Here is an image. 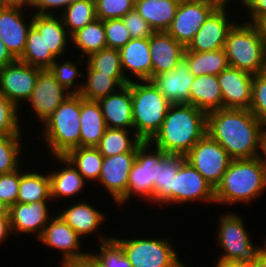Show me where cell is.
Segmentation results:
<instances>
[{
  "mask_svg": "<svg viewBox=\"0 0 266 267\" xmlns=\"http://www.w3.org/2000/svg\"><path fill=\"white\" fill-rule=\"evenodd\" d=\"M263 124L247 109H219L207 114L206 133L233 160L258 157Z\"/></svg>",
  "mask_w": 266,
  "mask_h": 267,
  "instance_id": "cell-1",
  "label": "cell"
},
{
  "mask_svg": "<svg viewBox=\"0 0 266 267\" xmlns=\"http://www.w3.org/2000/svg\"><path fill=\"white\" fill-rule=\"evenodd\" d=\"M206 128L205 112L187 103L171 104L160 130L150 143L166 154L185 156L206 134Z\"/></svg>",
  "mask_w": 266,
  "mask_h": 267,
  "instance_id": "cell-2",
  "label": "cell"
},
{
  "mask_svg": "<svg viewBox=\"0 0 266 267\" xmlns=\"http://www.w3.org/2000/svg\"><path fill=\"white\" fill-rule=\"evenodd\" d=\"M265 189L266 165L258 157L232 160L215 188V204H251Z\"/></svg>",
  "mask_w": 266,
  "mask_h": 267,
  "instance_id": "cell-3",
  "label": "cell"
},
{
  "mask_svg": "<svg viewBox=\"0 0 266 267\" xmlns=\"http://www.w3.org/2000/svg\"><path fill=\"white\" fill-rule=\"evenodd\" d=\"M81 95H69L42 123L46 149L50 156H65L80 147Z\"/></svg>",
  "mask_w": 266,
  "mask_h": 267,
  "instance_id": "cell-4",
  "label": "cell"
},
{
  "mask_svg": "<svg viewBox=\"0 0 266 267\" xmlns=\"http://www.w3.org/2000/svg\"><path fill=\"white\" fill-rule=\"evenodd\" d=\"M133 130L143 141H150L160 130L171 104L151 80L130 81Z\"/></svg>",
  "mask_w": 266,
  "mask_h": 267,
  "instance_id": "cell-5",
  "label": "cell"
},
{
  "mask_svg": "<svg viewBox=\"0 0 266 267\" xmlns=\"http://www.w3.org/2000/svg\"><path fill=\"white\" fill-rule=\"evenodd\" d=\"M239 21L229 30L223 48L229 66L252 75L262 73L265 67V44L252 23Z\"/></svg>",
  "mask_w": 266,
  "mask_h": 267,
  "instance_id": "cell-6",
  "label": "cell"
},
{
  "mask_svg": "<svg viewBox=\"0 0 266 267\" xmlns=\"http://www.w3.org/2000/svg\"><path fill=\"white\" fill-rule=\"evenodd\" d=\"M220 217L216 241L224 253L218 259L251 264L259 256V247L250 239L244 219L228 211Z\"/></svg>",
  "mask_w": 266,
  "mask_h": 267,
  "instance_id": "cell-7",
  "label": "cell"
},
{
  "mask_svg": "<svg viewBox=\"0 0 266 267\" xmlns=\"http://www.w3.org/2000/svg\"><path fill=\"white\" fill-rule=\"evenodd\" d=\"M112 238L123 248L133 267H174L181 261L172 242L164 237Z\"/></svg>",
  "mask_w": 266,
  "mask_h": 267,
  "instance_id": "cell-8",
  "label": "cell"
},
{
  "mask_svg": "<svg viewBox=\"0 0 266 267\" xmlns=\"http://www.w3.org/2000/svg\"><path fill=\"white\" fill-rule=\"evenodd\" d=\"M151 147L155 148L153 149L154 151L150 150ZM165 154L160 148L151 146L150 141H143L138 146L136 157L129 173L125 191V204L131 200L130 197H134L133 195L149 200L151 204L153 201L154 182L158 179V161Z\"/></svg>",
  "mask_w": 266,
  "mask_h": 267,
  "instance_id": "cell-9",
  "label": "cell"
},
{
  "mask_svg": "<svg viewBox=\"0 0 266 267\" xmlns=\"http://www.w3.org/2000/svg\"><path fill=\"white\" fill-rule=\"evenodd\" d=\"M185 158L214 189L233 160L207 133L190 149Z\"/></svg>",
  "mask_w": 266,
  "mask_h": 267,
  "instance_id": "cell-10",
  "label": "cell"
},
{
  "mask_svg": "<svg viewBox=\"0 0 266 267\" xmlns=\"http://www.w3.org/2000/svg\"><path fill=\"white\" fill-rule=\"evenodd\" d=\"M217 7L209 0H180L176 15L166 32L187 47Z\"/></svg>",
  "mask_w": 266,
  "mask_h": 267,
  "instance_id": "cell-11",
  "label": "cell"
},
{
  "mask_svg": "<svg viewBox=\"0 0 266 267\" xmlns=\"http://www.w3.org/2000/svg\"><path fill=\"white\" fill-rule=\"evenodd\" d=\"M40 70L18 59L0 68V93L20 108L29 99Z\"/></svg>",
  "mask_w": 266,
  "mask_h": 267,
  "instance_id": "cell-12",
  "label": "cell"
},
{
  "mask_svg": "<svg viewBox=\"0 0 266 267\" xmlns=\"http://www.w3.org/2000/svg\"><path fill=\"white\" fill-rule=\"evenodd\" d=\"M215 204V189L185 160L179 167L173 182V204L196 201Z\"/></svg>",
  "mask_w": 266,
  "mask_h": 267,
  "instance_id": "cell-13",
  "label": "cell"
},
{
  "mask_svg": "<svg viewBox=\"0 0 266 267\" xmlns=\"http://www.w3.org/2000/svg\"><path fill=\"white\" fill-rule=\"evenodd\" d=\"M71 93L56 79L49 69H41L27 104L41 124L60 106Z\"/></svg>",
  "mask_w": 266,
  "mask_h": 267,
  "instance_id": "cell-14",
  "label": "cell"
},
{
  "mask_svg": "<svg viewBox=\"0 0 266 267\" xmlns=\"http://www.w3.org/2000/svg\"><path fill=\"white\" fill-rule=\"evenodd\" d=\"M226 8L217 7L209 15L205 23L195 34L194 39L186 47L189 51L207 52L224 48L227 34L237 22L233 18L232 20L230 19L229 12Z\"/></svg>",
  "mask_w": 266,
  "mask_h": 267,
  "instance_id": "cell-15",
  "label": "cell"
},
{
  "mask_svg": "<svg viewBox=\"0 0 266 267\" xmlns=\"http://www.w3.org/2000/svg\"><path fill=\"white\" fill-rule=\"evenodd\" d=\"M24 10L19 6L0 5V39L16 59L22 56L28 31L33 25V13L25 22L27 16L24 18Z\"/></svg>",
  "mask_w": 266,
  "mask_h": 267,
  "instance_id": "cell-16",
  "label": "cell"
},
{
  "mask_svg": "<svg viewBox=\"0 0 266 267\" xmlns=\"http://www.w3.org/2000/svg\"><path fill=\"white\" fill-rule=\"evenodd\" d=\"M137 152H127L103 158L98 182L118 206L125 204V191L131 166Z\"/></svg>",
  "mask_w": 266,
  "mask_h": 267,
  "instance_id": "cell-17",
  "label": "cell"
},
{
  "mask_svg": "<svg viewBox=\"0 0 266 267\" xmlns=\"http://www.w3.org/2000/svg\"><path fill=\"white\" fill-rule=\"evenodd\" d=\"M253 76L231 66L217 75L224 109H250Z\"/></svg>",
  "mask_w": 266,
  "mask_h": 267,
  "instance_id": "cell-18",
  "label": "cell"
},
{
  "mask_svg": "<svg viewBox=\"0 0 266 267\" xmlns=\"http://www.w3.org/2000/svg\"><path fill=\"white\" fill-rule=\"evenodd\" d=\"M49 201H40L33 203H15L9 207V223L11 232L14 235L21 233L34 234L37 239L42 235L44 228L54 217L50 216Z\"/></svg>",
  "mask_w": 266,
  "mask_h": 267,
  "instance_id": "cell-19",
  "label": "cell"
},
{
  "mask_svg": "<svg viewBox=\"0 0 266 267\" xmlns=\"http://www.w3.org/2000/svg\"><path fill=\"white\" fill-rule=\"evenodd\" d=\"M82 238L58 214L54 216L37 239L46 246L62 252L63 259L81 258L88 253L81 252Z\"/></svg>",
  "mask_w": 266,
  "mask_h": 267,
  "instance_id": "cell-20",
  "label": "cell"
},
{
  "mask_svg": "<svg viewBox=\"0 0 266 267\" xmlns=\"http://www.w3.org/2000/svg\"><path fill=\"white\" fill-rule=\"evenodd\" d=\"M194 76L188 62L182 58L170 71L154 76L151 81L170 104H189V96Z\"/></svg>",
  "mask_w": 266,
  "mask_h": 267,
  "instance_id": "cell-21",
  "label": "cell"
},
{
  "mask_svg": "<svg viewBox=\"0 0 266 267\" xmlns=\"http://www.w3.org/2000/svg\"><path fill=\"white\" fill-rule=\"evenodd\" d=\"M119 53L123 74L129 82L135 78L137 80L152 79L149 38H132L124 47L119 49ZM127 74H133L135 78L132 79L133 75L129 77Z\"/></svg>",
  "mask_w": 266,
  "mask_h": 267,
  "instance_id": "cell-22",
  "label": "cell"
},
{
  "mask_svg": "<svg viewBox=\"0 0 266 267\" xmlns=\"http://www.w3.org/2000/svg\"><path fill=\"white\" fill-rule=\"evenodd\" d=\"M152 78L173 70L184 57L186 47L167 32H154L149 37Z\"/></svg>",
  "mask_w": 266,
  "mask_h": 267,
  "instance_id": "cell-23",
  "label": "cell"
},
{
  "mask_svg": "<svg viewBox=\"0 0 266 267\" xmlns=\"http://www.w3.org/2000/svg\"><path fill=\"white\" fill-rule=\"evenodd\" d=\"M106 127L133 130L130 82L117 92L98 100Z\"/></svg>",
  "mask_w": 266,
  "mask_h": 267,
  "instance_id": "cell-24",
  "label": "cell"
},
{
  "mask_svg": "<svg viewBox=\"0 0 266 267\" xmlns=\"http://www.w3.org/2000/svg\"><path fill=\"white\" fill-rule=\"evenodd\" d=\"M58 161V165H62L61 170H54L49 176L50 180V196L53 199H62L66 197L77 196L86 187L87 181L77 171L73 164L65 156H53Z\"/></svg>",
  "mask_w": 266,
  "mask_h": 267,
  "instance_id": "cell-25",
  "label": "cell"
},
{
  "mask_svg": "<svg viewBox=\"0 0 266 267\" xmlns=\"http://www.w3.org/2000/svg\"><path fill=\"white\" fill-rule=\"evenodd\" d=\"M86 202L75 201L64 211L57 213L82 239L91 236L96 230L98 232L106 220L104 213Z\"/></svg>",
  "mask_w": 266,
  "mask_h": 267,
  "instance_id": "cell-26",
  "label": "cell"
},
{
  "mask_svg": "<svg viewBox=\"0 0 266 267\" xmlns=\"http://www.w3.org/2000/svg\"><path fill=\"white\" fill-rule=\"evenodd\" d=\"M106 128L98 101L88 100L81 96L80 147H96Z\"/></svg>",
  "mask_w": 266,
  "mask_h": 267,
  "instance_id": "cell-27",
  "label": "cell"
},
{
  "mask_svg": "<svg viewBox=\"0 0 266 267\" xmlns=\"http://www.w3.org/2000/svg\"><path fill=\"white\" fill-rule=\"evenodd\" d=\"M33 26L40 32L47 49L57 57H63L71 42V35L64 26L60 15H42L33 13Z\"/></svg>",
  "mask_w": 266,
  "mask_h": 267,
  "instance_id": "cell-28",
  "label": "cell"
},
{
  "mask_svg": "<svg viewBox=\"0 0 266 267\" xmlns=\"http://www.w3.org/2000/svg\"><path fill=\"white\" fill-rule=\"evenodd\" d=\"M189 104L206 114L223 109L222 93L217 75L207 74L194 77Z\"/></svg>",
  "mask_w": 266,
  "mask_h": 267,
  "instance_id": "cell-29",
  "label": "cell"
},
{
  "mask_svg": "<svg viewBox=\"0 0 266 267\" xmlns=\"http://www.w3.org/2000/svg\"><path fill=\"white\" fill-rule=\"evenodd\" d=\"M186 160L180 154H165L158 161V179L154 182L153 201L154 205H173V182L180 165ZM169 204V205H168Z\"/></svg>",
  "mask_w": 266,
  "mask_h": 267,
  "instance_id": "cell-30",
  "label": "cell"
},
{
  "mask_svg": "<svg viewBox=\"0 0 266 267\" xmlns=\"http://www.w3.org/2000/svg\"><path fill=\"white\" fill-rule=\"evenodd\" d=\"M180 0H135V9L154 32H166Z\"/></svg>",
  "mask_w": 266,
  "mask_h": 267,
  "instance_id": "cell-31",
  "label": "cell"
},
{
  "mask_svg": "<svg viewBox=\"0 0 266 267\" xmlns=\"http://www.w3.org/2000/svg\"><path fill=\"white\" fill-rule=\"evenodd\" d=\"M189 65L192 75H218L229 67L224 49L207 52L189 51L187 48L183 57Z\"/></svg>",
  "mask_w": 266,
  "mask_h": 267,
  "instance_id": "cell-32",
  "label": "cell"
},
{
  "mask_svg": "<svg viewBox=\"0 0 266 267\" xmlns=\"http://www.w3.org/2000/svg\"><path fill=\"white\" fill-rule=\"evenodd\" d=\"M142 142L143 140L136 135L134 130L107 127L96 148L104 157H110L116 154L137 152Z\"/></svg>",
  "mask_w": 266,
  "mask_h": 267,
  "instance_id": "cell-33",
  "label": "cell"
},
{
  "mask_svg": "<svg viewBox=\"0 0 266 267\" xmlns=\"http://www.w3.org/2000/svg\"><path fill=\"white\" fill-rule=\"evenodd\" d=\"M71 43L81 53V59L107 48L103 21L95 19L71 35Z\"/></svg>",
  "mask_w": 266,
  "mask_h": 267,
  "instance_id": "cell-34",
  "label": "cell"
},
{
  "mask_svg": "<svg viewBox=\"0 0 266 267\" xmlns=\"http://www.w3.org/2000/svg\"><path fill=\"white\" fill-rule=\"evenodd\" d=\"M49 200L52 201L49 176L37 171L22 170L17 202L33 203Z\"/></svg>",
  "mask_w": 266,
  "mask_h": 267,
  "instance_id": "cell-35",
  "label": "cell"
},
{
  "mask_svg": "<svg viewBox=\"0 0 266 267\" xmlns=\"http://www.w3.org/2000/svg\"><path fill=\"white\" fill-rule=\"evenodd\" d=\"M65 157L86 181L98 182L104 156L96 147H77L70 150Z\"/></svg>",
  "mask_w": 266,
  "mask_h": 267,
  "instance_id": "cell-36",
  "label": "cell"
},
{
  "mask_svg": "<svg viewBox=\"0 0 266 267\" xmlns=\"http://www.w3.org/2000/svg\"><path fill=\"white\" fill-rule=\"evenodd\" d=\"M56 58L50 49H47L44 37L32 25L28 31L24 52L18 60L33 67L49 69Z\"/></svg>",
  "mask_w": 266,
  "mask_h": 267,
  "instance_id": "cell-37",
  "label": "cell"
},
{
  "mask_svg": "<svg viewBox=\"0 0 266 267\" xmlns=\"http://www.w3.org/2000/svg\"><path fill=\"white\" fill-rule=\"evenodd\" d=\"M86 81L80 91V95L88 100L98 101L103 97L117 92L122 86L110 74H102L99 71L93 70L86 63Z\"/></svg>",
  "mask_w": 266,
  "mask_h": 267,
  "instance_id": "cell-38",
  "label": "cell"
},
{
  "mask_svg": "<svg viewBox=\"0 0 266 267\" xmlns=\"http://www.w3.org/2000/svg\"><path fill=\"white\" fill-rule=\"evenodd\" d=\"M85 62L96 71L102 74H110L122 87L126 86L129 81L125 78L120 53L118 49L104 48L98 52L90 54Z\"/></svg>",
  "mask_w": 266,
  "mask_h": 267,
  "instance_id": "cell-39",
  "label": "cell"
},
{
  "mask_svg": "<svg viewBox=\"0 0 266 267\" xmlns=\"http://www.w3.org/2000/svg\"><path fill=\"white\" fill-rule=\"evenodd\" d=\"M60 16L68 33L72 35L97 19L95 0H77L69 5Z\"/></svg>",
  "mask_w": 266,
  "mask_h": 267,
  "instance_id": "cell-40",
  "label": "cell"
},
{
  "mask_svg": "<svg viewBox=\"0 0 266 267\" xmlns=\"http://www.w3.org/2000/svg\"><path fill=\"white\" fill-rule=\"evenodd\" d=\"M103 235V236H102ZM99 233V251L90 253L98 267H133L124 254L123 248L112 238Z\"/></svg>",
  "mask_w": 266,
  "mask_h": 267,
  "instance_id": "cell-41",
  "label": "cell"
},
{
  "mask_svg": "<svg viewBox=\"0 0 266 267\" xmlns=\"http://www.w3.org/2000/svg\"><path fill=\"white\" fill-rule=\"evenodd\" d=\"M84 62L80 60L78 62H72L70 60H63V62H58V58L52 63V66L49 70L55 76V79L71 94H79L83 83L77 82L75 83L82 75V73L78 70L79 63Z\"/></svg>",
  "mask_w": 266,
  "mask_h": 267,
  "instance_id": "cell-42",
  "label": "cell"
},
{
  "mask_svg": "<svg viewBox=\"0 0 266 267\" xmlns=\"http://www.w3.org/2000/svg\"><path fill=\"white\" fill-rule=\"evenodd\" d=\"M21 135L0 136V174L18 169L22 153Z\"/></svg>",
  "mask_w": 266,
  "mask_h": 267,
  "instance_id": "cell-43",
  "label": "cell"
},
{
  "mask_svg": "<svg viewBox=\"0 0 266 267\" xmlns=\"http://www.w3.org/2000/svg\"><path fill=\"white\" fill-rule=\"evenodd\" d=\"M18 110L21 108L0 93V136L22 135Z\"/></svg>",
  "mask_w": 266,
  "mask_h": 267,
  "instance_id": "cell-44",
  "label": "cell"
},
{
  "mask_svg": "<svg viewBox=\"0 0 266 267\" xmlns=\"http://www.w3.org/2000/svg\"><path fill=\"white\" fill-rule=\"evenodd\" d=\"M95 8L97 19H118L135 9V0H95Z\"/></svg>",
  "mask_w": 266,
  "mask_h": 267,
  "instance_id": "cell-45",
  "label": "cell"
},
{
  "mask_svg": "<svg viewBox=\"0 0 266 267\" xmlns=\"http://www.w3.org/2000/svg\"><path fill=\"white\" fill-rule=\"evenodd\" d=\"M255 117L266 125V72L253 76L252 99L249 109Z\"/></svg>",
  "mask_w": 266,
  "mask_h": 267,
  "instance_id": "cell-46",
  "label": "cell"
},
{
  "mask_svg": "<svg viewBox=\"0 0 266 267\" xmlns=\"http://www.w3.org/2000/svg\"><path fill=\"white\" fill-rule=\"evenodd\" d=\"M107 48L121 49L132 38L122 18L103 21Z\"/></svg>",
  "mask_w": 266,
  "mask_h": 267,
  "instance_id": "cell-47",
  "label": "cell"
},
{
  "mask_svg": "<svg viewBox=\"0 0 266 267\" xmlns=\"http://www.w3.org/2000/svg\"><path fill=\"white\" fill-rule=\"evenodd\" d=\"M21 169L0 174V200L9 207L17 203Z\"/></svg>",
  "mask_w": 266,
  "mask_h": 267,
  "instance_id": "cell-48",
  "label": "cell"
},
{
  "mask_svg": "<svg viewBox=\"0 0 266 267\" xmlns=\"http://www.w3.org/2000/svg\"><path fill=\"white\" fill-rule=\"evenodd\" d=\"M131 38H149L154 31L143 17L133 9L122 18Z\"/></svg>",
  "mask_w": 266,
  "mask_h": 267,
  "instance_id": "cell-49",
  "label": "cell"
},
{
  "mask_svg": "<svg viewBox=\"0 0 266 267\" xmlns=\"http://www.w3.org/2000/svg\"><path fill=\"white\" fill-rule=\"evenodd\" d=\"M75 1L77 0H32L30 9L34 8L35 11L37 10L36 12H31V13L42 14V15H56L57 14L56 11L60 10L61 12L58 13L60 15L69 5H71Z\"/></svg>",
  "mask_w": 266,
  "mask_h": 267,
  "instance_id": "cell-50",
  "label": "cell"
},
{
  "mask_svg": "<svg viewBox=\"0 0 266 267\" xmlns=\"http://www.w3.org/2000/svg\"><path fill=\"white\" fill-rule=\"evenodd\" d=\"M245 8L251 17L245 22L253 24L259 17L266 16V0H246Z\"/></svg>",
  "mask_w": 266,
  "mask_h": 267,
  "instance_id": "cell-51",
  "label": "cell"
},
{
  "mask_svg": "<svg viewBox=\"0 0 266 267\" xmlns=\"http://www.w3.org/2000/svg\"><path fill=\"white\" fill-rule=\"evenodd\" d=\"M61 267H98L90 252L81 258L61 260Z\"/></svg>",
  "mask_w": 266,
  "mask_h": 267,
  "instance_id": "cell-52",
  "label": "cell"
},
{
  "mask_svg": "<svg viewBox=\"0 0 266 267\" xmlns=\"http://www.w3.org/2000/svg\"><path fill=\"white\" fill-rule=\"evenodd\" d=\"M17 59L12 55L6 45L0 39V68L5 67Z\"/></svg>",
  "mask_w": 266,
  "mask_h": 267,
  "instance_id": "cell-53",
  "label": "cell"
},
{
  "mask_svg": "<svg viewBox=\"0 0 266 267\" xmlns=\"http://www.w3.org/2000/svg\"><path fill=\"white\" fill-rule=\"evenodd\" d=\"M263 155H262V153ZM258 158L266 165V125H263L260 132Z\"/></svg>",
  "mask_w": 266,
  "mask_h": 267,
  "instance_id": "cell-54",
  "label": "cell"
},
{
  "mask_svg": "<svg viewBox=\"0 0 266 267\" xmlns=\"http://www.w3.org/2000/svg\"><path fill=\"white\" fill-rule=\"evenodd\" d=\"M11 233L9 218H0V245Z\"/></svg>",
  "mask_w": 266,
  "mask_h": 267,
  "instance_id": "cell-55",
  "label": "cell"
},
{
  "mask_svg": "<svg viewBox=\"0 0 266 267\" xmlns=\"http://www.w3.org/2000/svg\"><path fill=\"white\" fill-rule=\"evenodd\" d=\"M253 25L257 29L259 36L262 38L266 46V16L259 17Z\"/></svg>",
  "mask_w": 266,
  "mask_h": 267,
  "instance_id": "cell-56",
  "label": "cell"
},
{
  "mask_svg": "<svg viewBox=\"0 0 266 267\" xmlns=\"http://www.w3.org/2000/svg\"><path fill=\"white\" fill-rule=\"evenodd\" d=\"M32 0H0V5L4 6H19V7H31Z\"/></svg>",
  "mask_w": 266,
  "mask_h": 267,
  "instance_id": "cell-57",
  "label": "cell"
},
{
  "mask_svg": "<svg viewBox=\"0 0 266 267\" xmlns=\"http://www.w3.org/2000/svg\"><path fill=\"white\" fill-rule=\"evenodd\" d=\"M214 267H249L246 263L218 259Z\"/></svg>",
  "mask_w": 266,
  "mask_h": 267,
  "instance_id": "cell-58",
  "label": "cell"
},
{
  "mask_svg": "<svg viewBox=\"0 0 266 267\" xmlns=\"http://www.w3.org/2000/svg\"><path fill=\"white\" fill-rule=\"evenodd\" d=\"M249 267H266V258L258 256L251 264H248Z\"/></svg>",
  "mask_w": 266,
  "mask_h": 267,
  "instance_id": "cell-59",
  "label": "cell"
},
{
  "mask_svg": "<svg viewBox=\"0 0 266 267\" xmlns=\"http://www.w3.org/2000/svg\"><path fill=\"white\" fill-rule=\"evenodd\" d=\"M0 218H9V206L0 200Z\"/></svg>",
  "mask_w": 266,
  "mask_h": 267,
  "instance_id": "cell-60",
  "label": "cell"
},
{
  "mask_svg": "<svg viewBox=\"0 0 266 267\" xmlns=\"http://www.w3.org/2000/svg\"><path fill=\"white\" fill-rule=\"evenodd\" d=\"M210 2L215 3L218 7H228V3H231L230 0H209ZM230 1V2H229ZM242 3V6H245L246 0H238Z\"/></svg>",
  "mask_w": 266,
  "mask_h": 267,
  "instance_id": "cell-61",
  "label": "cell"
},
{
  "mask_svg": "<svg viewBox=\"0 0 266 267\" xmlns=\"http://www.w3.org/2000/svg\"><path fill=\"white\" fill-rule=\"evenodd\" d=\"M264 244L263 246H259V255L266 258V240Z\"/></svg>",
  "mask_w": 266,
  "mask_h": 267,
  "instance_id": "cell-62",
  "label": "cell"
},
{
  "mask_svg": "<svg viewBox=\"0 0 266 267\" xmlns=\"http://www.w3.org/2000/svg\"><path fill=\"white\" fill-rule=\"evenodd\" d=\"M174 267H188V266H186L185 264H183V262L182 261H180L176 266H174Z\"/></svg>",
  "mask_w": 266,
  "mask_h": 267,
  "instance_id": "cell-63",
  "label": "cell"
},
{
  "mask_svg": "<svg viewBox=\"0 0 266 267\" xmlns=\"http://www.w3.org/2000/svg\"><path fill=\"white\" fill-rule=\"evenodd\" d=\"M264 72H266V46H265V67H264Z\"/></svg>",
  "mask_w": 266,
  "mask_h": 267,
  "instance_id": "cell-64",
  "label": "cell"
}]
</instances>
